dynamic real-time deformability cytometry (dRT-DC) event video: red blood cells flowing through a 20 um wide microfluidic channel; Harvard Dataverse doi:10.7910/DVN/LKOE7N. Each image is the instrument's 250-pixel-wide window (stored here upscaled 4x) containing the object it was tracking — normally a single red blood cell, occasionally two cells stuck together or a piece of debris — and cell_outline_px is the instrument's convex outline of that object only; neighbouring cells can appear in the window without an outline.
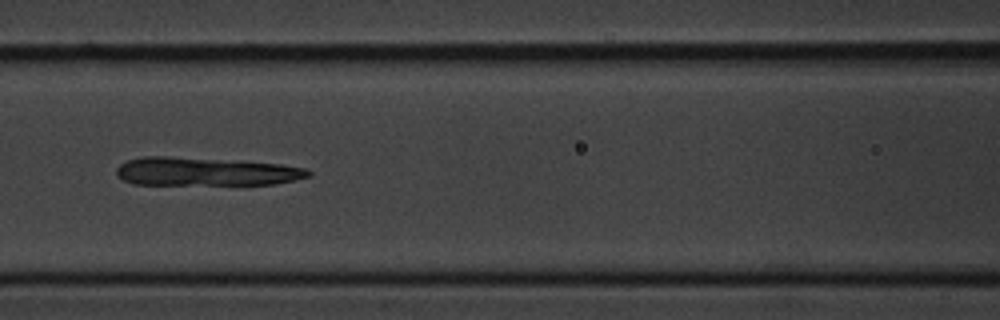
{"species": "common noctule bat (a hibernating species)", "species_latin": "Nyctalus noctula", "temperature_condition": "cold", "stored_images_in_passage": 9, "camera_frame_rate_fps": 3000, "um_per_image_px": 0.085, "animal": {"sex": "male", "body_mass_g": 20.1, "forearm_length_mm": 53.5}, "frame": {"image": 1, "passage_image": 7, "time_ms": 7.667, "image_size_px": [1000, 320], "cell_outline_px": [[312, 176], [276, 184], [132, 184], [116, 176], [116, 168], [120, 164], [128, 160], [144, 156], [168, 156], [236, 160], [280, 164], [304, 168], [312, 172]], "centroid_in_image_um": [17.47, 14.57], "position_along_channel_um": 149.1, "area_um2": 31.85}}